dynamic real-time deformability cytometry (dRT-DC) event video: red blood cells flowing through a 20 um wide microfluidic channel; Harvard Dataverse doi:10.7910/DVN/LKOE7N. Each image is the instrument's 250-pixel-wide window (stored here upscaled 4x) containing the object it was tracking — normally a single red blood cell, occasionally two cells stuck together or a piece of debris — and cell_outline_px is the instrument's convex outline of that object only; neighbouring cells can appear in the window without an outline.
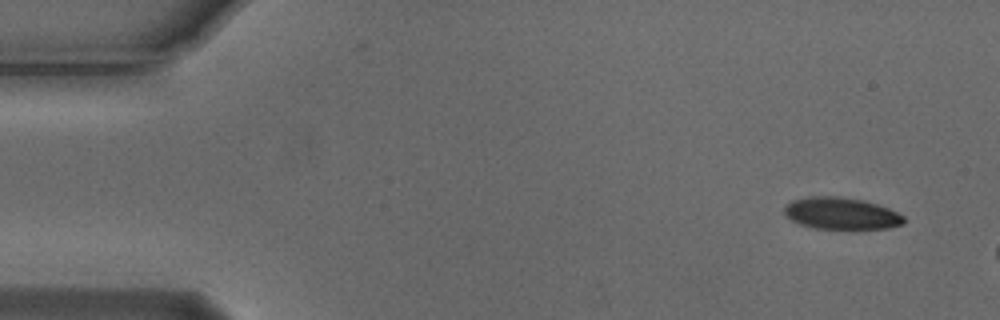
{"species": "Egyptian fruit bat (a non-hibernating species)", "species_latin": "Rousettus aegyptiacus", "temperature_condition": "cold", "stored_images_in_passage": 3, "camera_frame_rate_fps": 3000, "um_per_image_px": 0.085, "animal": {"sex": "male"}, "frame": {"image": 1, "passage_image": 1, "time_ms": 0.0, "image_size_px": [1000, 320], "cell_outline_px": [[904, 224], [888, 228], [816, 228], [800, 224], [792, 220], [784, 212], [784, 208], [792, 200], [812, 196], [840, 196], [864, 200], [888, 208], [904, 216]], "centroid_in_image_um": [71.52, 18.13], "position_along_channel_um": 13.5, "area_um2": 21.91}}